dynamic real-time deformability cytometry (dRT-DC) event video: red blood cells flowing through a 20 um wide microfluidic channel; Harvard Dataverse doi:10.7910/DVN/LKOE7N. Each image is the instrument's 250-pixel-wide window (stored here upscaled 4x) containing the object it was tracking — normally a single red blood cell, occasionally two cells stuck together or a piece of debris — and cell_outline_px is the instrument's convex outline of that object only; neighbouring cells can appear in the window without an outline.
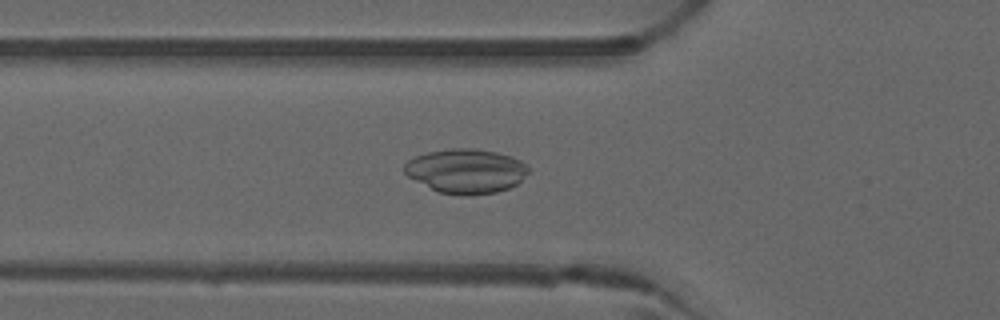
{"species": "common noctule bat (a hibernating species)", "species_latin": "Nyctalus noctula", "temperature_condition": "warm", "stored_images_in_passage": 44, "camera_frame_rate_fps": 3000, "um_per_image_px": 0.085, "animal": {"sex": "male", "forearm_length_mm": 52.5}, "frame": {"image": 1, "passage_image": 18, "time_ms": 5.667, "image_size_px": [1000, 320], "cell_outline_px": [[532, 168], [516, 184], [508, 188], [496, 192], [468, 196], [460, 196], [440, 192], [408, 176], [404, 172], [404, 164], [408, 160], [416, 156], [428, 152], [448, 148], [476, 148], [496, 152], [512, 156], [520, 160]], "centroid_in_image_um": [39.64, 14.53], "position_along_channel_um": 86.2, "area_um2": 32.14}}
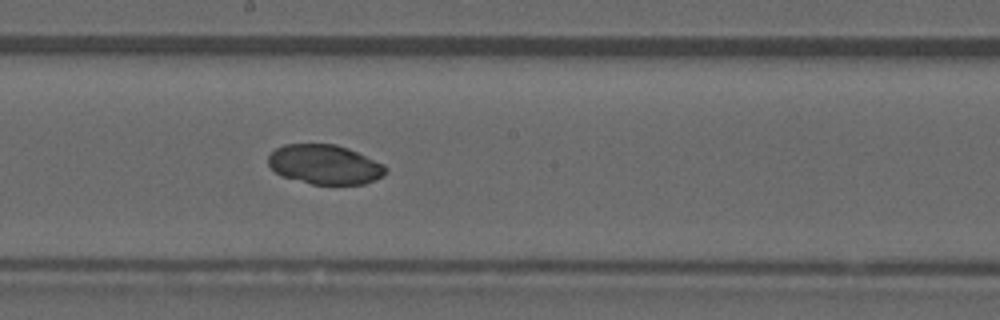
{"frame": {"image": 2, "passage_image": 28, "time_ms": 9.0, "image_size_px": [1000, 320], "cell_outline_px": [[388, 168], [380, 176], [364, 184], [312, 184], [280, 176], [268, 164], [268, 156], [276, 148], [284, 144], [336, 144], [348, 148], [384, 164]], "centroid_in_image_um": [27.57, 13.97], "position_along_channel_um": 220.6, "area_um2": 26.88}}
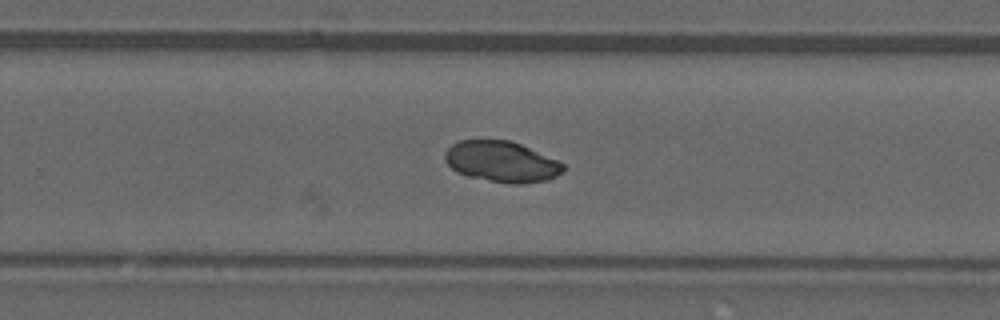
{"frame": {"image": 3, "passage_image": 33, "time_ms": 10.667, "image_size_px": [1000, 320], "cell_outline_px": [[564, 172], [548, 180], [520, 184], [508, 184], [468, 176], [456, 172], [444, 160], [444, 152], [456, 140], [512, 140], [556, 160], [564, 164]], "centroid_in_image_um": [42.61, 13.74], "position_along_channel_um": 287.2, "area_um2": 28.26}, "authors_computed_cell_mechanics": {"area_um2": 29.2468, "velocity_mm_per_s": 4.0097, "shape_relaxation_time_tau1_ms": 0.1399, "shape_relaxation_time_tau2_ms": null, "deformation_change_tau1": 0.0021, "deformation_change_tau2": null}}